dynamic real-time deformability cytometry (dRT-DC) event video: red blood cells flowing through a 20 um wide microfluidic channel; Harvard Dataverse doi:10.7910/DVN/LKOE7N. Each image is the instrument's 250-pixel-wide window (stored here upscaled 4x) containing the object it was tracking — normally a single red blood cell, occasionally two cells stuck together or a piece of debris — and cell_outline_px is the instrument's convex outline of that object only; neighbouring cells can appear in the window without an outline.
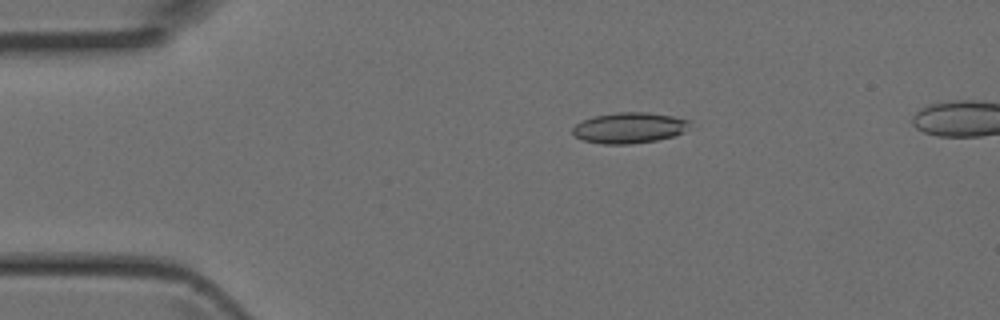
{"species": "Egyptian fruit bat (a non-hibernating species)", "species_latin": "Rousettus aegyptiacus", "temperature_condition": "room temperature", "stored_images_in_passage": 2, "camera_frame_rate_fps": 3000, "um_per_image_px": 0.085, "animal": {"sex": "female"}, "frame": {"image": 1, "passage_image": 2, "time_ms": 0.333, "image_size_px": [1000, 320], "cell_outline_px": [[688, 120], [684, 132], [676, 136], [656, 140], [628, 144], [604, 144], [584, 140], [576, 136], [572, 132], [572, 128], [576, 124], [592, 116], [616, 112], [648, 112], [672, 116]], "centroid_in_image_um": [53.46, 10.86], "position_along_channel_um": 31.5, "area_um2": 20.81}}